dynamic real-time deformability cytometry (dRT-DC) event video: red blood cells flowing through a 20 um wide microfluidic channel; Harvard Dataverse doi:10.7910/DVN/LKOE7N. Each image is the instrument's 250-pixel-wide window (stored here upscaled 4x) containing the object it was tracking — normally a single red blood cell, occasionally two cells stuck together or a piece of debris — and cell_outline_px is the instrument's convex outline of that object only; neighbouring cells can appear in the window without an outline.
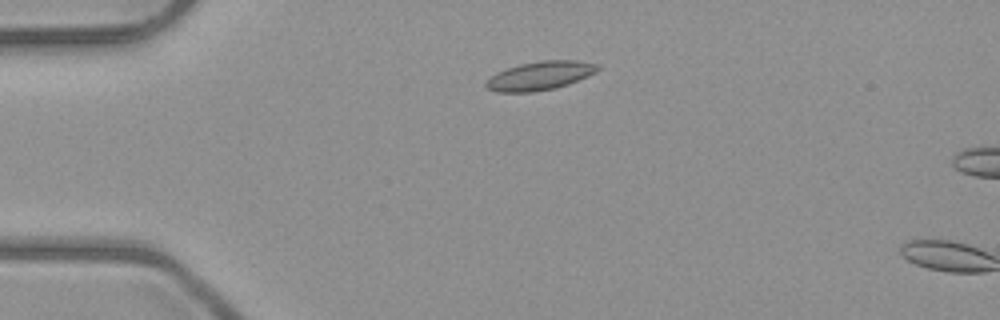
{"species": "common noctule bat (a hibernating species)", "species_latin": "Nyctalus noctula", "temperature_condition": "room temperature", "stored_images_in_passage": 3, "camera_frame_rate_fps": 3000, "um_per_image_px": 0.085, "animal": {"sex": "male", "body_mass_g": 23.1, "forearm_length_mm": 52.7}, "frame": {"image": 1, "passage_image": 2, "time_ms": 1.0, "image_size_px": [1000, 320], "cell_outline_px": [[600, 68], [596, 72], [588, 76], [568, 84], [556, 88], [532, 92], [496, 92], [488, 88], [484, 84], [496, 72], [520, 64], [540, 60], [576, 60], [600, 64]], "centroid_in_image_um": [45.93, 6.43], "position_along_channel_um": 39.1, "area_um2": 18.67}}